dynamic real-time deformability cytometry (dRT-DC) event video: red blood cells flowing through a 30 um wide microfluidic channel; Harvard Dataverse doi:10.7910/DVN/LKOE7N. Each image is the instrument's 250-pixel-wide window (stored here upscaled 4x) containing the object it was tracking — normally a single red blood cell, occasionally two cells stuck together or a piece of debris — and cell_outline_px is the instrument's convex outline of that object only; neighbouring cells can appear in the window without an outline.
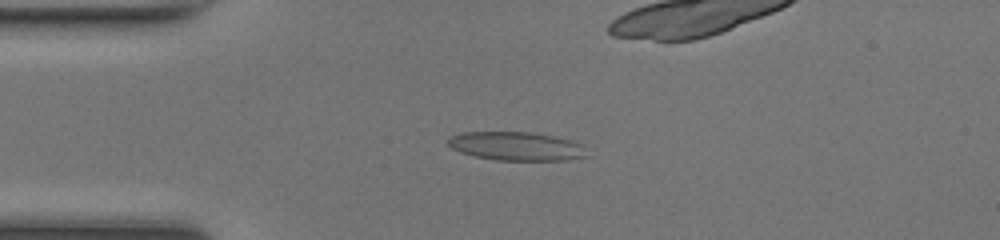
{"species": "common noctule bat (a hibernating species)", "species_latin": "Nyctalus noctula", "temperature_condition": "room temperature", "stored_images_in_passage": 48, "camera_frame_rate_fps": 3000, "um_per_image_px": 0.085, "animal": {"sex": "female", "body_mass_g": 17.0, "forearm_length_mm": 48.0}, "frame": {"image": 1, "passage_image": 11, "time_ms": 3.333, "image_size_px": [1000, 240], "cell_outline_px": [[588, 156], [568, 160], [496, 160], [476, 156], [460, 152], [452, 148], [448, 144], [448, 136], [464, 132], [528, 132], [556, 136], [580, 144]], "centroid_in_image_um": [43.86, 12.42], "position_along_channel_um": 41.1, "area_um2": 23.0}}
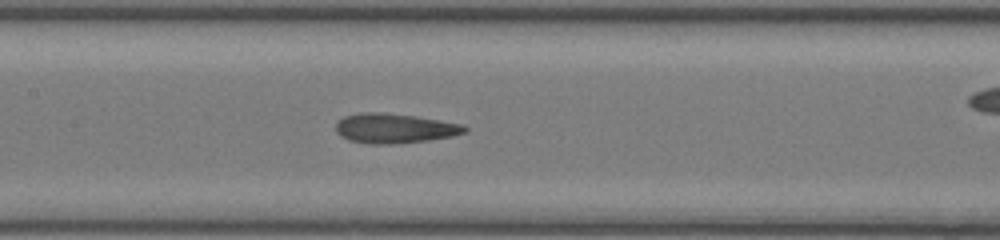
{"frame": {"image": 2, "passage_image": 22, "time_ms": 7.0, "image_size_px": [1000, 240], "cell_outline_px": [[468, 132], [452, 136], [428, 140], [392, 144], [368, 144], [348, 140], [340, 136], [336, 132], [336, 120], [344, 116], [360, 112], [380, 112], [416, 116], [464, 124], [468, 128]], "centroid_in_image_um": [33.52, 10.9], "position_along_channel_um": 173.9, "area_um2": 22.6}}
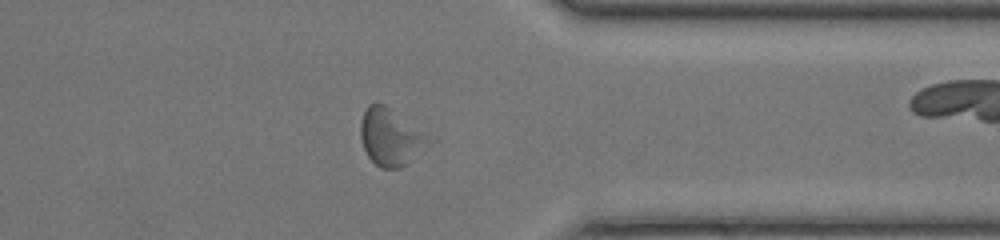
{"frame": {"image": 3, "passage_image": 37, "time_ms": 12.0, "image_size_px": [1000, 240], "cell_outline_px": [[436, 140], [408, 164], [400, 168], [380, 168], [368, 156], [364, 148], [360, 136], [360, 120], [368, 104], [384, 104]], "centroid_in_image_um": [33.24, 11.68], "position_along_channel_um": 378.2, "area_um2": 22.83}, "authors_computed_cell_mechanics": {"area_um2": 22.4842, "velocity_mm_per_s": 4.2583, "shape_relaxation_time_tau1_ms": null, "shape_relaxation_time_tau2_ms": 3.1894, "deformation_change_tau1": null, "deformation_change_tau2": 0.1141}}